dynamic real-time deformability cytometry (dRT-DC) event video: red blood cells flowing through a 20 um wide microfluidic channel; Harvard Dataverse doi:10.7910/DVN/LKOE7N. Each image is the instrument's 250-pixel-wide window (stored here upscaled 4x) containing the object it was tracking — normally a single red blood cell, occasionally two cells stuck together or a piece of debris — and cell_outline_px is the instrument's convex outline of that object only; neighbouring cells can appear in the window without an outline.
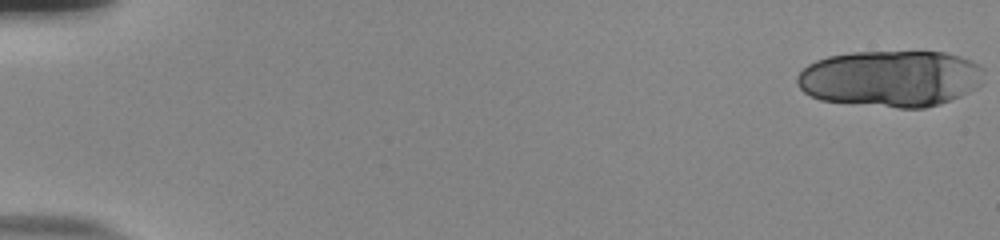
{"species": "human", "species_latin": "Homo sapiens", "temperature_condition": "room temperature", "stored_images_in_passage": 21, "camera_frame_rate_fps": 3000, "um_per_image_px": 0.085, "donor": {"sex": "male"}, "frame": {"image": 1, "passage_image": 1, "time_ms": 0.0, "image_size_px": [1000, 240], "cell_outline_px": [[984, 68], [980, 84], [976, 88], [960, 96], [940, 104], [924, 108], [896, 108], [820, 100], [804, 92], [796, 84], [796, 76], [808, 64], [816, 60], [828, 56], [852, 52], [944, 52], [960, 56], [972, 60], [980, 64]], "centroid_in_image_um": [75.7, 6.67], "position_along_channel_um": 9.3, "area_um2": 61.79}}